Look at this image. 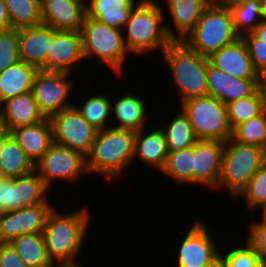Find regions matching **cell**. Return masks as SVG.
I'll return each mask as SVG.
<instances>
[{"mask_svg": "<svg viewBox=\"0 0 266 267\" xmlns=\"http://www.w3.org/2000/svg\"><path fill=\"white\" fill-rule=\"evenodd\" d=\"M238 242L236 243L237 246L230 244V247L228 246L226 249L227 251L221 250L228 267H265L260 263L254 248L245 239Z\"/></svg>", "mask_w": 266, "mask_h": 267, "instance_id": "obj_38", "label": "cell"}, {"mask_svg": "<svg viewBox=\"0 0 266 267\" xmlns=\"http://www.w3.org/2000/svg\"><path fill=\"white\" fill-rule=\"evenodd\" d=\"M246 44L254 69L260 73L266 67V43H260L252 32L241 36Z\"/></svg>", "mask_w": 266, "mask_h": 267, "instance_id": "obj_41", "label": "cell"}, {"mask_svg": "<svg viewBox=\"0 0 266 267\" xmlns=\"http://www.w3.org/2000/svg\"><path fill=\"white\" fill-rule=\"evenodd\" d=\"M54 38V28L41 24L19 30L20 61L47 71V54Z\"/></svg>", "mask_w": 266, "mask_h": 267, "instance_id": "obj_21", "label": "cell"}, {"mask_svg": "<svg viewBox=\"0 0 266 267\" xmlns=\"http://www.w3.org/2000/svg\"><path fill=\"white\" fill-rule=\"evenodd\" d=\"M35 171L49 190L57 180L71 184L80 180V176L89 175L86 156L77 150L55 142L35 164Z\"/></svg>", "mask_w": 266, "mask_h": 267, "instance_id": "obj_9", "label": "cell"}, {"mask_svg": "<svg viewBox=\"0 0 266 267\" xmlns=\"http://www.w3.org/2000/svg\"><path fill=\"white\" fill-rule=\"evenodd\" d=\"M11 28L23 29L43 24L41 0H5Z\"/></svg>", "mask_w": 266, "mask_h": 267, "instance_id": "obj_34", "label": "cell"}, {"mask_svg": "<svg viewBox=\"0 0 266 267\" xmlns=\"http://www.w3.org/2000/svg\"><path fill=\"white\" fill-rule=\"evenodd\" d=\"M224 147L225 142L218 140H198L194 144L193 186L210 190L217 187Z\"/></svg>", "mask_w": 266, "mask_h": 267, "instance_id": "obj_16", "label": "cell"}, {"mask_svg": "<svg viewBox=\"0 0 266 267\" xmlns=\"http://www.w3.org/2000/svg\"><path fill=\"white\" fill-rule=\"evenodd\" d=\"M9 244L28 267H55L46 250L42 233L23 234Z\"/></svg>", "mask_w": 266, "mask_h": 267, "instance_id": "obj_30", "label": "cell"}, {"mask_svg": "<svg viewBox=\"0 0 266 267\" xmlns=\"http://www.w3.org/2000/svg\"><path fill=\"white\" fill-rule=\"evenodd\" d=\"M3 215H4V212L0 211V228H1V222H2Z\"/></svg>", "mask_w": 266, "mask_h": 267, "instance_id": "obj_51", "label": "cell"}, {"mask_svg": "<svg viewBox=\"0 0 266 267\" xmlns=\"http://www.w3.org/2000/svg\"><path fill=\"white\" fill-rule=\"evenodd\" d=\"M265 163V149L253 145H244L230 138L225 142L221 172L214 192L225 190L229 192L230 199H238L253 175Z\"/></svg>", "mask_w": 266, "mask_h": 267, "instance_id": "obj_5", "label": "cell"}, {"mask_svg": "<svg viewBox=\"0 0 266 267\" xmlns=\"http://www.w3.org/2000/svg\"><path fill=\"white\" fill-rule=\"evenodd\" d=\"M10 133L34 165L53 143V130L49 118L36 124L18 127Z\"/></svg>", "mask_w": 266, "mask_h": 267, "instance_id": "obj_24", "label": "cell"}, {"mask_svg": "<svg viewBox=\"0 0 266 267\" xmlns=\"http://www.w3.org/2000/svg\"><path fill=\"white\" fill-rule=\"evenodd\" d=\"M208 5V0H165L161 6L164 13H170L171 20L168 21L171 22H164L168 36L173 41H182L196 26Z\"/></svg>", "mask_w": 266, "mask_h": 267, "instance_id": "obj_17", "label": "cell"}, {"mask_svg": "<svg viewBox=\"0 0 266 267\" xmlns=\"http://www.w3.org/2000/svg\"><path fill=\"white\" fill-rule=\"evenodd\" d=\"M19 61V29L0 30V73Z\"/></svg>", "mask_w": 266, "mask_h": 267, "instance_id": "obj_39", "label": "cell"}, {"mask_svg": "<svg viewBox=\"0 0 266 267\" xmlns=\"http://www.w3.org/2000/svg\"><path fill=\"white\" fill-rule=\"evenodd\" d=\"M34 163L28 158L17 140L9 133L0 143V172L5 178H18L32 173Z\"/></svg>", "mask_w": 266, "mask_h": 267, "instance_id": "obj_28", "label": "cell"}, {"mask_svg": "<svg viewBox=\"0 0 266 267\" xmlns=\"http://www.w3.org/2000/svg\"><path fill=\"white\" fill-rule=\"evenodd\" d=\"M261 217L260 222L250 221L246 228V237L243 239L254 248L260 263L266 267V217Z\"/></svg>", "mask_w": 266, "mask_h": 267, "instance_id": "obj_40", "label": "cell"}, {"mask_svg": "<svg viewBox=\"0 0 266 267\" xmlns=\"http://www.w3.org/2000/svg\"><path fill=\"white\" fill-rule=\"evenodd\" d=\"M87 98V99H86ZM84 102L75 104L74 106L82 114V117L86 119L97 130H104L111 127L109 124L111 119V97L107 94L94 93L91 96L86 97Z\"/></svg>", "mask_w": 266, "mask_h": 267, "instance_id": "obj_33", "label": "cell"}, {"mask_svg": "<svg viewBox=\"0 0 266 267\" xmlns=\"http://www.w3.org/2000/svg\"><path fill=\"white\" fill-rule=\"evenodd\" d=\"M68 72L39 70L35 76L32 93L40 111L46 118L74 106L70 98L75 81ZM72 79V80H71ZM72 102V103H71Z\"/></svg>", "mask_w": 266, "mask_h": 267, "instance_id": "obj_10", "label": "cell"}, {"mask_svg": "<svg viewBox=\"0 0 266 267\" xmlns=\"http://www.w3.org/2000/svg\"><path fill=\"white\" fill-rule=\"evenodd\" d=\"M232 139L244 145L258 146L266 150V109L258 116L233 129Z\"/></svg>", "mask_w": 266, "mask_h": 267, "instance_id": "obj_36", "label": "cell"}, {"mask_svg": "<svg viewBox=\"0 0 266 267\" xmlns=\"http://www.w3.org/2000/svg\"><path fill=\"white\" fill-rule=\"evenodd\" d=\"M208 59L213 66L232 77L259 79V73L253 67L246 44L241 37L230 45L212 53Z\"/></svg>", "mask_w": 266, "mask_h": 267, "instance_id": "obj_22", "label": "cell"}, {"mask_svg": "<svg viewBox=\"0 0 266 267\" xmlns=\"http://www.w3.org/2000/svg\"><path fill=\"white\" fill-rule=\"evenodd\" d=\"M123 96L114 100L111 97V127L133 130L135 132L148 127L149 107L147 100L131 89L123 91ZM135 93V94H134ZM138 95V96H137ZM145 99V100H144ZM114 121L116 123H114Z\"/></svg>", "mask_w": 266, "mask_h": 267, "instance_id": "obj_19", "label": "cell"}, {"mask_svg": "<svg viewBox=\"0 0 266 267\" xmlns=\"http://www.w3.org/2000/svg\"><path fill=\"white\" fill-rule=\"evenodd\" d=\"M209 4L230 7L233 4L240 3L244 0H208Z\"/></svg>", "mask_w": 266, "mask_h": 267, "instance_id": "obj_46", "label": "cell"}, {"mask_svg": "<svg viewBox=\"0 0 266 267\" xmlns=\"http://www.w3.org/2000/svg\"><path fill=\"white\" fill-rule=\"evenodd\" d=\"M245 200L249 210H266V163L253 175L246 188L238 196Z\"/></svg>", "mask_w": 266, "mask_h": 267, "instance_id": "obj_37", "label": "cell"}, {"mask_svg": "<svg viewBox=\"0 0 266 267\" xmlns=\"http://www.w3.org/2000/svg\"><path fill=\"white\" fill-rule=\"evenodd\" d=\"M204 222L197 218L190 229L185 231L180 246L176 248V267H204L221 254L210 226L207 227Z\"/></svg>", "mask_w": 266, "mask_h": 267, "instance_id": "obj_13", "label": "cell"}, {"mask_svg": "<svg viewBox=\"0 0 266 267\" xmlns=\"http://www.w3.org/2000/svg\"><path fill=\"white\" fill-rule=\"evenodd\" d=\"M252 33L260 39V43H266V21H261Z\"/></svg>", "mask_w": 266, "mask_h": 267, "instance_id": "obj_44", "label": "cell"}, {"mask_svg": "<svg viewBox=\"0 0 266 267\" xmlns=\"http://www.w3.org/2000/svg\"><path fill=\"white\" fill-rule=\"evenodd\" d=\"M260 214H262L261 216L266 217V210L263 213H260Z\"/></svg>", "mask_w": 266, "mask_h": 267, "instance_id": "obj_53", "label": "cell"}, {"mask_svg": "<svg viewBox=\"0 0 266 267\" xmlns=\"http://www.w3.org/2000/svg\"><path fill=\"white\" fill-rule=\"evenodd\" d=\"M189 117L198 140H218L226 142L232 138L227 104L211 95L190 98L180 104Z\"/></svg>", "mask_w": 266, "mask_h": 267, "instance_id": "obj_8", "label": "cell"}, {"mask_svg": "<svg viewBox=\"0 0 266 267\" xmlns=\"http://www.w3.org/2000/svg\"><path fill=\"white\" fill-rule=\"evenodd\" d=\"M194 145L175 152H168L161 174L178 183L193 186Z\"/></svg>", "mask_w": 266, "mask_h": 267, "instance_id": "obj_31", "label": "cell"}, {"mask_svg": "<svg viewBox=\"0 0 266 267\" xmlns=\"http://www.w3.org/2000/svg\"><path fill=\"white\" fill-rule=\"evenodd\" d=\"M53 142L67 146L87 156L96 139L97 130L75 106L53 114L50 118Z\"/></svg>", "mask_w": 266, "mask_h": 267, "instance_id": "obj_11", "label": "cell"}, {"mask_svg": "<svg viewBox=\"0 0 266 267\" xmlns=\"http://www.w3.org/2000/svg\"><path fill=\"white\" fill-rule=\"evenodd\" d=\"M9 134V131L6 127V123L3 120V117L0 115V143L4 140V138Z\"/></svg>", "mask_w": 266, "mask_h": 267, "instance_id": "obj_48", "label": "cell"}, {"mask_svg": "<svg viewBox=\"0 0 266 267\" xmlns=\"http://www.w3.org/2000/svg\"><path fill=\"white\" fill-rule=\"evenodd\" d=\"M52 203L54 201L4 212L0 228V243H9L23 234L43 233L47 216L55 206Z\"/></svg>", "mask_w": 266, "mask_h": 267, "instance_id": "obj_14", "label": "cell"}, {"mask_svg": "<svg viewBox=\"0 0 266 267\" xmlns=\"http://www.w3.org/2000/svg\"><path fill=\"white\" fill-rule=\"evenodd\" d=\"M142 0H88L87 16L116 29H122L133 9Z\"/></svg>", "mask_w": 266, "mask_h": 267, "instance_id": "obj_26", "label": "cell"}, {"mask_svg": "<svg viewBox=\"0 0 266 267\" xmlns=\"http://www.w3.org/2000/svg\"><path fill=\"white\" fill-rule=\"evenodd\" d=\"M81 61L85 62L81 32L54 29V38L47 54V71L75 75L74 70L79 68Z\"/></svg>", "mask_w": 266, "mask_h": 267, "instance_id": "obj_15", "label": "cell"}, {"mask_svg": "<svg viewBox=\"0 0 266 267\" xmlns=\"http://www.w3.org/2000/svg\"><path fill=\"white\" fill-rule=\"evenodd\" d=\"M208 95L224 104L246 98L259 88V79H241L232 77L208 62Z\"/></svg>", "mask_w": 266, "mask_h": 267, "instance_id": "obj_20", "label": "cell"}, {"mask_svg": "<svg viewBox=\"0 0 266 267\" xmlns=\"http://www.w3.org/2000/svg\"><path fill=\"white\" fill-rule=\"evenodd\" d=\"M0 115L6 123L9 133L18 127L36 124L46 119L40 111L32 91L3 102L0 105Z\"/></svg>", "mask_w": 266, "mask_h": 267, "instance_id": "obj_25", "label": "cell"}, {"mask_svg": "<svg viewBox=\"0 0 266 267\" xmlns=\"http://www.w3.org/2000/svg\"><path fill=\"white\" fill-rule=\"evenodd\" d=\"M86 15L83 0H41L42 22L55 30L81 31Z\"/></svg>", "mask_w": 266, "mask_h": 267, "instance_id": "obj_18", "label": "cell"}, {"mask_svg": "<svg viewBox=\"0 0 266 267\" xmlns=\"http://www.w3.org/2000/svg\"><path fill=\"white\" fill-rule=\"evenodd\" d=\"M57 209L53 207L49 212L42 233L48 255L55 265L80 263L78 257L89 233L91 211L88 205L70 213H59Z\"/></svg>", "mask_w": 266, "mask_h": 267, "instance_id": "obj_1", "label": "cell"}, {"mask_svg": "<svg viewBox=\"0 0 266 267\" xmlns=\"http://www.w3.org/2000/svg\"><path fill=\"white\" fill-rule=\"evenodd\" d=\"M239 37L234 29L230 8L209 4L196 26L182 41L192 50L209 57Z\"/></svg>", "mask_w": 266, "mask_h": 267, "instance_id": "obj_6", "label": "cell"}, {"mask_svg": "<svg viewBox=\"0 0 266 267\" xmlns=\"http://www.w3.org/2000/svg\"><path fill=\"white\" fill-rule=\"evenodd\" d=\"M204 267H228L225 258L222 254L216 257L212 262Z\"/></svg>", "mask_w": 266, "mask_h": 267, "instance_id": "obj_45", "label": "cell"}, {"mask_svg": "<svg viewBox=\"0 0 266 267\" xmlns=\"http://www.w3.org/2000/svg\"><path fill=\"white\" fill-rule=\"evenodd\" d=\"M83 55L85 61L96 58L118 77L130 53L124 42L122 29H116L86 15L81 28Z\"/></svg>", "mask_w": 266, "mask_h": 267, "instance_id": "obj_7", "label": "cell"}, {"mask_svg": "<svg viewBox=\"0 0 266 267\" xmlns=\"http://www.w3.org/2000/svg\"><path fill=\"white\" fill-rule=\"evenodd\" d=\"M161 3L156 0H142L134 9L128 22L122 28L124 42L130 55L144 56L163 51L173 41L165 29Z\"/></svg>", "mask_w": 266, "mask_h": 267, "instance_id": "obj_3", "label": "cell"}, {"mask_svg": "<svg viewBox=\"0 0 266 267\" xmlns=\"http://www.w3.org/2000/svg\"><path fill=\"white\" fill-rule=\"evenodd\" d=\"M174 80L180 104L190 98L208 95L209 59L189 48L183 41H172L161 54Z\"/></svg>", "mask_w": 266, "mask_h": 267, "instance_id": "obj_4", "label": "cell"}, {"mask_svg": "<svg viewBox=\"0 0 266 267\" xmlns=\"http://www.w3.org/2000/svg\"><path fill=\"white\" fill-rule=\"evenodd\" d=\"M157 125L156 123V126L144 127L136 132L133 161L138 159L140 163L161 172L168 156V148L164 132Z\"/></svg>", "mask_w": 266, "mask_h": 267, "instance_id": "obj_23", "label": "cell"}, {"mask_svg": "<svg viewBox=\"0 0 266 267\" xmlns=\"http://www.w3.org/2000/svg\"><path fill=\"white\" fill-rule=\"evenodd\" d=\"M174 116L164 123L160 128L164 132L167 141L168 152H175L193 146L198 139L196 138L189 117L180 108Z\"/></svg>", "mask_w": 266, "mask_h": 267, "instance_id": "obj_29", "label": "cell"}, {"mask_svg": "<svg viewBox=\"0 0 266 267\" xmlns=\"http://www.w3.org/2000/svg\"><path fill=\"white\" fill-rule=\"evenodd\" d=\"M50 190L34 170L18 178H4L0 185V211L9 212L51 202Z\"/></svg>", "mask_w": 266, "mask_h": 267, "instance_id": "obj_12", "label": "cell"}, {"mask_svg": "<svg viewBox=\"0 0 266 267\" xmlns=\"http://www.w3.org/2000/svg\"><path fill=\"white\" fill-rule=\"evenodd\" d=\"M5 177L2 175V173L0 172V185H1V182L3 181Z\"/></svg>", "mask_w": 266, "mask_h": 267, "instance_id": "obj_52", "label": "cell"}, {"mask_svg": "<svg viewBox=\"0 0 266 267\" xmlns=\"http://www.w3.org/2000/svg\"><path fill=\"white\" fill-rule=\"evenodd\" d=\"M0 267H28L9 243H0Z\"/></svg>", "mask_w": 266, "mask_h": 267, "instance_id": "obj_42", "label": "cell"}, {"mask_svg": "<svg viewBox=\"0 0 266 267\" xmlns=\"http://www.w3.org/2000/svg\"><path fill=\"white\" fill-rule=\"evenodd\" d=\"M259 88L266 94V67L259 73Z\"/></svg>", "mask_w": 266, "mask_h": 267, "instance_id": "obj_47", "label": "cell"}, {"mask_svg": "<svg viewBox=\"0 0 266 267\" xmlns=\"http://www.w3.org/2000/svg\"><path fill=\"white\" fill-rule=\"evenodd\" d=\"M39 69L19 61L0 73V105L17 95L32 91L34 79Z\"/></svg>", "mask_w": 266, "mask_h": 267, "instance_id": "obj_27", "label": "cell"}, {"mask_svg": "<svg viewBox=\"0 0 266 267\" xmlns=\"http://www.w3.org/2000/svg\"><path fill=\"white\" fill-rule=\"evenodd\" d=\"M261 2V21H266V0H260Z\"/></svg>", "mask_w": 266, "mask_h": 267, "instance_id": "obj_49", "label": "cell"}, {"mask_svg": "<svg viewBox=\"0 0 266 267\" xmlns=\"http://www.w3.org/2000/svg\"><path fill=\"white\" fill-rule=\"evenodd\" d=\"M55 267H84L81 263L77 264H65V265H55Z\"/></svg>", "mask_w": 266, "mask_h": 267, "instance_id": "obj_50", "label": "cell"}, {"mask_svg": "<svg viewBox=\"0 0 266 267\" xmlns=\"http://www.w3.org/2000/svg\"><path fill=\"white\" fill-rule=\"evenodd\" d=\"M229 8L233 16L234 29L240 37L251 33L261 22L260 0H244Z\"/></svg>", "mask_w": 266, "mask_h": 267, "instance_id": "obj_35", "label": "cell"}, {"mask_svg": "<svg viewBox=\"0 0 266 267\" xmlns=\"http://www.w3.org/2000/svg\"><path fill=\"white\" fill-rule=\"evenodd\" d=\"M136 132L108 127L99 130L90 153L86 156L89 175H102L111 182L122 178L133 164Z\"/></svg>", "mask_w": 266, "mask_h": 267, "instance_id": "obj_2", "label": "cell"}, {"mask_svg": "<svg viewBox=\"0 0 266 267\" xmlns=\"http://www.w3.org/2000/svg\"><path fill=\"white\" fill-rule=\"evenodd\" d=\"M11 28L5 0H0V30Z\"/></svg>", "mask_w": 266, "mask_h": 267, "instance_id": "obj_43", "label": "cell"}, {"mask_svg": "<svg viewBox=\"0 0 266 267\" xmlns=\"http://www.w3.org/2000/svg\"><path fill=\"white\" fill-rule=\"evenodd\" d=\"M266 109V94L258 88L252 95L227 104V114L232 129L261 114Z\"/></svg>", "mask_w": 266, "mask_h": 267, "instance_id": "obj_32", "label": "cell"}]
</instances>
